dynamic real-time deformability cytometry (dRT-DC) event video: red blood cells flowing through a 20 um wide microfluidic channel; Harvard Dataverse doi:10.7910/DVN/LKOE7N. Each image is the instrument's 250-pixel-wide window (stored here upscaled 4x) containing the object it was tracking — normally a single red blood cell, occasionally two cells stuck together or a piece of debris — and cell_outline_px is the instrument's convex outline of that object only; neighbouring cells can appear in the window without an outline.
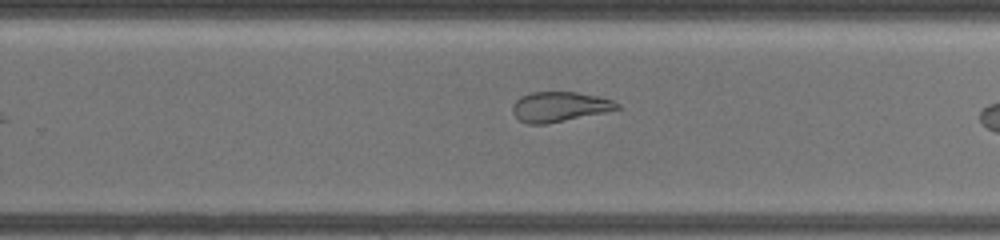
{"species": "common noctule bat (a hibernating species)", "species_latin": "Nyctalus noctula", "temperature_condition": "warm", "stored_images_in_passage": 26, "camera_frame_rate_fps": 3000, "um_per_image_px": 0.085, "animal": {"sex": "female", "body_mass_g": 19.5, "forearm_length_mm": 54.1}, "frame": {"image": 1, "passage_image": 26, "time_ms": 9.333, "image_size_px": [1000, 240], "cell_outline_px": [[620, 108], [604, 112], [544, 124], [528, 124], [520, 120], [512, 112], [512, 104], [520, 96], [528, 92], [576, 92], [596, 96], [612, 100], [620, 104]], "centroid_in_image_um": [47.51, 9.06], "position_along_channel_um": 282.3, "area_um2": 18.03}}